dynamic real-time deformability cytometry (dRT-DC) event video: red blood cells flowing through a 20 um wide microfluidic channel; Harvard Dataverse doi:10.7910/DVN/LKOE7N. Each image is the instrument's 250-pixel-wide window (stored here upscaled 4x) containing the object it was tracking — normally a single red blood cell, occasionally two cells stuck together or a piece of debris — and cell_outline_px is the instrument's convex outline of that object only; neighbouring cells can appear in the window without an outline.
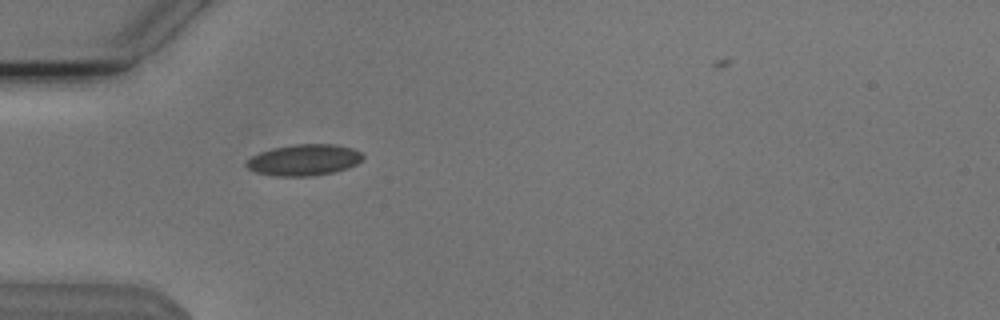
{"species": "Egyptian fruit bat (a non-hibernating species)", "species_latin": "Rousettus aegyptiacus", "temperature_condition": "cold", "stored_images_in_passage": 2, "camera_frame_rate_fps": 3000, "um_per_image_px": 0.085, "animal": {"sex": "male"}, "frame": {"image": 1, "passage_image": 2, "time_ms": 0.333, "image_size_px": [1000, 320], "cell_outline_px": [[364, 156], [356, 164], [348, 168], [332, 172], [312, 176], [276, 176], [256, 172], [248, 168], [244, 164], [252, 156], [260, 152], [272, 148], [292, 144], [332, 144], [352, 148], [360, 152]], "centroid_in_image_um": [25.82, 13.59], "position_along_channel_um": 59.2, "area_um2": 21.1}}